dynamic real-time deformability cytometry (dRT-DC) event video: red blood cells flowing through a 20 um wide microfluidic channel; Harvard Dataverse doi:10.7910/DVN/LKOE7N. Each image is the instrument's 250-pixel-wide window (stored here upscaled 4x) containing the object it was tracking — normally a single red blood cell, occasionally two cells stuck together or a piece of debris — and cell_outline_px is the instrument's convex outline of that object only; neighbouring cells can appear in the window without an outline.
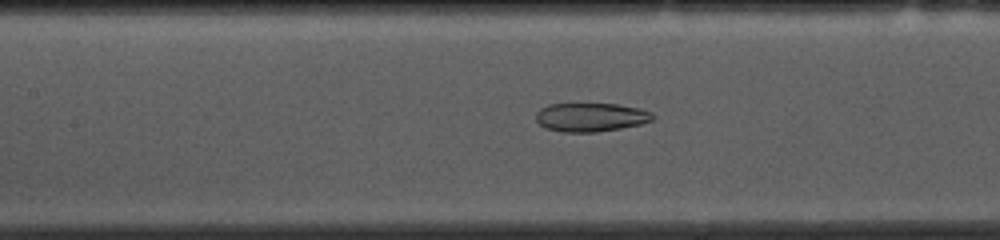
{"species": "common noctule bat (a hibernating species)", "species_latin": "Nyctalus noctula", "temperature_condition": "cold", "stored_images_in_passage": 52, "camera_frame_rate_fps": 3000, "um_per_image_px": 0.085, "animal": {"sex": "female", "body_mass_g": 10.0, "forearm_length_mm": 53.1}, "frame": {"image": 1, "passage_image": 22, "time_ms": 7.0, "image_size_px": [1000, 240], "cell_outline_px": [[656, 116], [652, 120], [640, 124], [620, 128], [596, 132], [564, 132], [544, 128], [536, 120], [536, 112], [540, 108], [548, 104], [620, 104], [640, 108], [652, 112]], "centroid_in_image_um": [50.22, 9.96], "position_along_channel_um": 157.2, "area_um2": 19.65}}
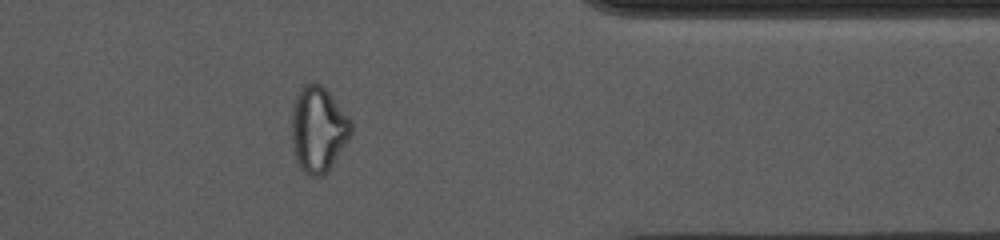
{"frame": {"image": 2, "passage_image": 42, "time_ms": 13.667, "image_size_px": [1000, 240], "cell_outline_px": [[352, 136], [328, 172], [320, 176], [308, 176], [300, 168], [296, 160], [292, 144], [292, 108], [296, 96], [300, 88], [304, 84], [320, 84], [328, 92], [348, 116], [352, 124]], "centroid_in_image_um": [27.06, 11.03], "position_along_channel_um": 384.3, "area_um2": 29.71}}
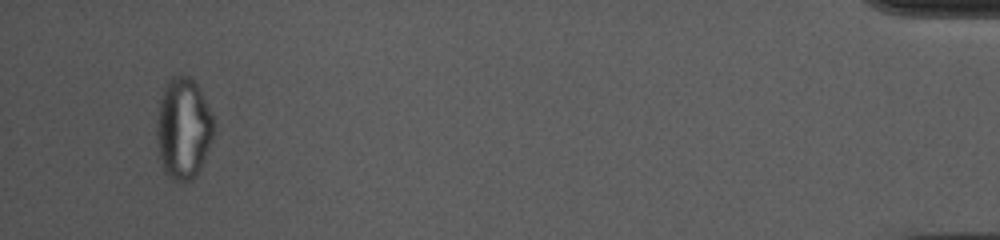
{"frame": {"image": 3, "passage_image": 50, "time_ms": 16.333, "image_size_px": [1000, 240], "cell_outline_px": [[216, 128], [212, 140], [200, 172], [192, 180], [172, 180], [168, 176], [164, 168], [160, 156], [156, 140], [156, 124], [160, 100], [164, 88], [168, 80], [172, 76], [188, 76], [200, 88], [216, 124]], "centroid_in_image_um": [15.61, 10.93], "position_along_channel_um": 419.6, "area_um2": 33.87}, "authors_computed_cell_mechanics": {"area_um2": 26.3279, "velocity_mm_per_s": 3.6927, "shape_relaxation_time_tau1_ms": null, "shape_relaxation_time_tau2_ms": 2.2478, "deformation_change_tau1": null, "deformation_change_tau2": 0.0933}}